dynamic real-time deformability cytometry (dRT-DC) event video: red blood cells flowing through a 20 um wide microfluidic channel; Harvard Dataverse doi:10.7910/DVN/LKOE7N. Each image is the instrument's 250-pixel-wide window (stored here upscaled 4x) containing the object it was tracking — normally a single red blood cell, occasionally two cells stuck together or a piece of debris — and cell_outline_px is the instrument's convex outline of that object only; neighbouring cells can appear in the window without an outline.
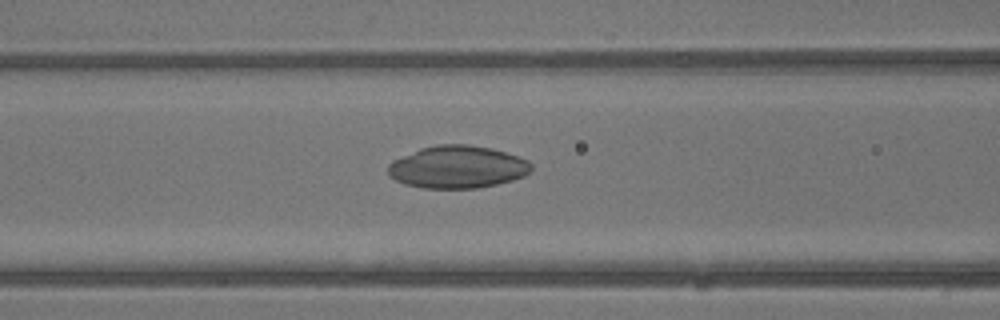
{"species": "common noctule bat (a hibernating species)", "species_latin": "Nyctalus noctula", "temperature_condition": "warm", "stored_images_in_passage": 41, "camera_frame_rate_fps": 3000, "um_per_image_px": 0.085, "animal": {"sex": "male", "body_mass_g": 13.3}, "frame": {"image": 1, "passage_image": 17, "time_ms": 5.333, "image_size_px": [1000, 320], "cell_outline_px": [[532, 168], [524, 176], [512, 180], [496, 184], [476, 188], [424, 188], [404, 184], [388, 176], [388, 164], [392, 160], [420, 148], [436, 144], [468, 144], [492, 148], [528, 160], [532, 164]], "centroid_in_image_um": [38.85, 14.19], "position_along_channel_um": 127.7, "area_um2": 35.55}}
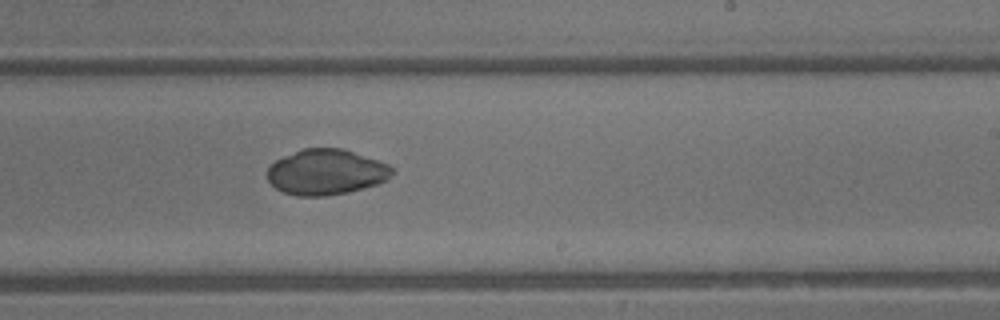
{"frame": {"image": 2, "passage_image": 25, "time_ms": 8.0, "image_size_px": [1000, 320], "cell_outline_px": [[396, 172], [388, 180], [376, 184], [348, 192], [324, 196], [296, 196], [284, 192], [276, 188], [268, 180], [268, 168], [276, 160], [284, 156], [304, 148], [344, 148], [388, 164]], "centroid_in_image_um": [27.75, 14.62], "position_along_channel_um": 261.3, "area_um2": 33.06}}
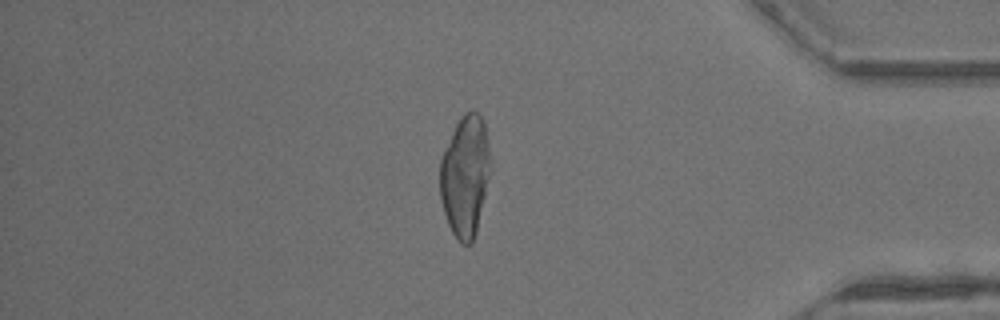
{"frame": {"image": 3, "passage_image": 35, "time_ms": 11.333, "image_size_px": [1000, 320], "cell_outline_px": [[492, 168], [476, 232], [472, 244], [464, 244], [456, 240], [448, 224], [440, 200], [440, 160], [452, 132], [456, 124], [464, 112], [476, 112], [484, 120], [492, 164]], "centroid_in_image_um": [39.55, 14.97], "position_along_channel_um": 395.6, "area_um2": 35.95}}